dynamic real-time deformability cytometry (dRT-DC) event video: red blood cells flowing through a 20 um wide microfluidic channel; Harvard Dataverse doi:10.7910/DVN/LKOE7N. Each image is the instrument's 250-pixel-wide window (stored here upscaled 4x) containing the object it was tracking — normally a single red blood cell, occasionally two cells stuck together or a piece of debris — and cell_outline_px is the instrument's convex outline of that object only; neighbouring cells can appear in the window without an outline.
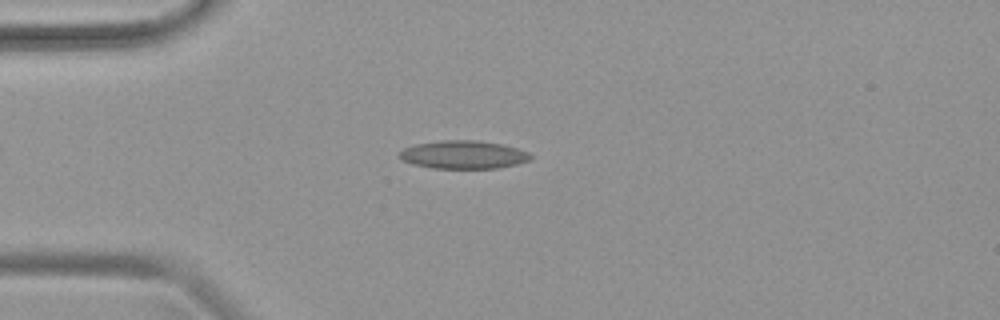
{"species": "common noctule bat (a hibernating species)", "species_latin": "Nyctalus noctula", "temperature_condition": "warm", "stored_images_in_passage": 43, "camera_frame_rate_fps": 3000, "um_per_image_px": 0.085, "animal": {"sex": "female", "body_mass_g": 19.9}, "frame": {"image": 1, "passage_image": 8, "time_ms": 2.333, "image_size_px": [1000, 320], "cell_outline_px": [[532, 156], [528, 160], [516, 164], [496, 168], [432, 168], [412, 164], [400, 160], [396, 156], [404, 148], [416, 144], [440, 140], [476, 140], [500, 144], [516, 148], [528, 152]], "centroid_in_image_um": [39.32, 13.15], "position_along_channel_um": 45.7, "area_um2": 21.44}}
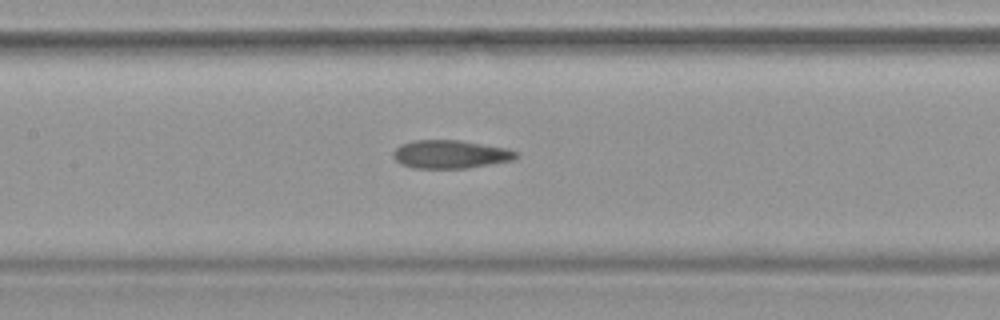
{"frame": {"image": 2, "passage_image": 18, "time_ms": 5.667, "image_size_px": [1000, 320], "cell_outline_px": [[520, 152], [512, 160], [468, 168], [412, 168], [400, 164], [392, 156], [392, 152], [400, 144], [416, 140], [460, 140], [508, 148]], "centroid_in_image_um": [38.27, 13.11], "position_along_channel_um": 169.1, "area_um2": 20.35}}
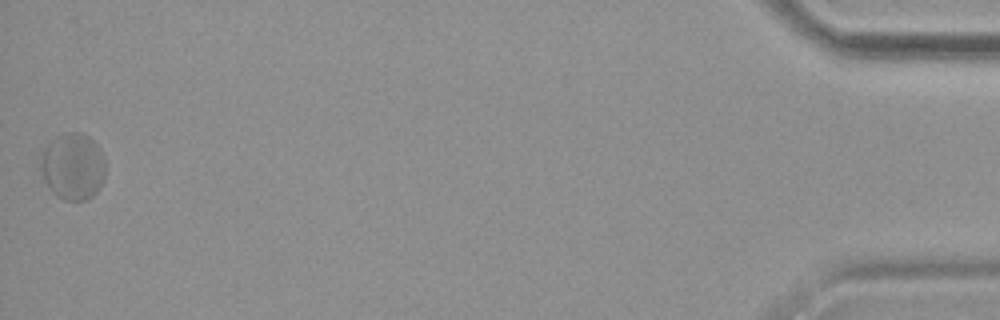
{"frame": {"image": 3, "passage_image": 43, "time_ms": 14.0, "image_size_px": [1000, 320], "cell_outline_px": [[104, 180], [100, 188], [88, 200], [64, 200], [56, 196], [52, 192], [44, 180], [40, 168], [40, 164], [44, 152], [48, 144], [56, 136], [68, 132], [80, 132], [88, 136], [100, 148], [104, 160]], "centroid_in_image_um": [6.21, 14.16], "position_along_channel_um": 429.0, "area_um2": 25.14}}